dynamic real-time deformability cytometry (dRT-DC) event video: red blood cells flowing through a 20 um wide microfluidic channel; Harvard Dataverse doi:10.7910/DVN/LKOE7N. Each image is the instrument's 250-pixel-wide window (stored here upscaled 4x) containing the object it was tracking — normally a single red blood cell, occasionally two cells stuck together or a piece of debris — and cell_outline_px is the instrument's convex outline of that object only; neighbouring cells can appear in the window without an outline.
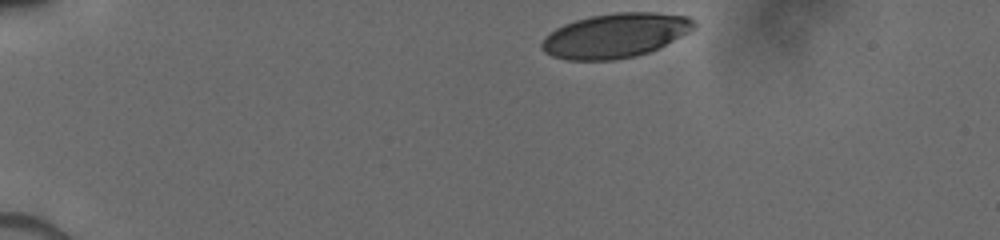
{"species": "human", "species_latin": "Homo sapiens", "temperature_condition": "cold", "stored_images_in_passage": 14, "camera_frame_rate_fps": 3000, "um_per_image_px": 0.085, "donor": {"sex": "male"}, "frame": {"image": 1, "passage_image": 1, "time_ms": 0.0, "image_size_px": [1000, 240], "cell_outline_px": [[696, 28], [648, 52], [636, 56], [612, 60], [568, 60], [552, 56], [544, 52], [540, 48], [540, 44], [544, 36], [556, 28], [564, 24], [576, 20], [592, 16], [616, 12], [656, 12], [688, 16], [696, 24]], "centroid_in_image_um": [52.26, 3.01], "position_along_channel_um": 32.7, "area_um2": 39.25}}